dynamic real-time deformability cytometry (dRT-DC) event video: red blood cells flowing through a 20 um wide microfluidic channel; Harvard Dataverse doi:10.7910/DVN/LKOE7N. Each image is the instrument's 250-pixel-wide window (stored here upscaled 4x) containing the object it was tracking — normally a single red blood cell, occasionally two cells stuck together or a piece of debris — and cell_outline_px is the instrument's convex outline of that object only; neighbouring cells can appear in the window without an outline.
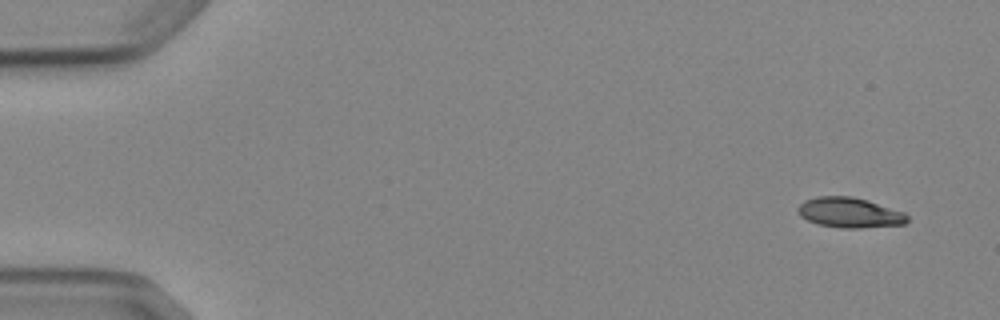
{"species": "Egyptian fruit bat (a non-hibernating species)", "species_latin": "Rousettus aegyptiacus", "temperature_condition": "cold", "stored_images_in_passage": 4, "camera_frame_rate_fps": 3000, "um_per_image_px": 0.085, "animal": {"sex": "female"}, "frame": {"image": 1, "passage_image": 1, "time_ms": 0.0, "image_size_px": [1000, 320], "cell_outline_px": [[908, 220], [904, 224], [860, 228], [840, 228], [816, 224], [800, 216], [796, 208], [804, 200], [816, 196], [852, 196], [868, 200], [904, 212], [908, 216]], "centroid_in_image_um": [72.19, 18.07], "position_along_channel_um": 12.8, "area_um2": 19.36}}